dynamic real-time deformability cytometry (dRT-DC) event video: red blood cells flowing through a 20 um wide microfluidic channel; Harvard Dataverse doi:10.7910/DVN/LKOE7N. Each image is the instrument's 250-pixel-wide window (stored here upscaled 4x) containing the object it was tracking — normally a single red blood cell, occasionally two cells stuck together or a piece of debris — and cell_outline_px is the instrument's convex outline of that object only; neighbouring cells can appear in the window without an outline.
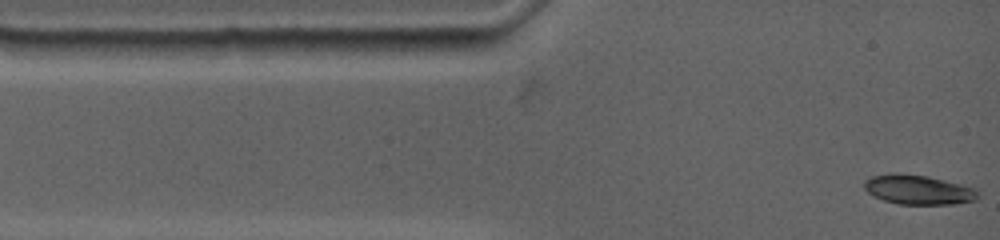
{"species": "common noctule bat (a hibernating species)", "species_latin": "Nyctalus noctula", "temperature_condition": "warm", "stored_images_in_passage": 65, "camera_frame_rate_fps": 4500, "um_per_image_px": 0.085, "animal": {"sex": "female", "body_mass_g": 19.0, "forearm_length_mm": 53.3}, "frame": {"image": 1, "passage_image": 1, "time_ms": 0.0, "image_size_px": [1000, 240], "cell_outline_px": [[980, 196], [976, 200], [956, 204], [900, 204], [884, 200], [872, 196], [864, 188], [864, 180], [872, 176], [892, 172], [896, 172], [928, 176], [976, 188]], "centroid_in_image_um": [78.05, 16.12], "position_along_channel_um": 7.0, "area_um2": 19.77}}
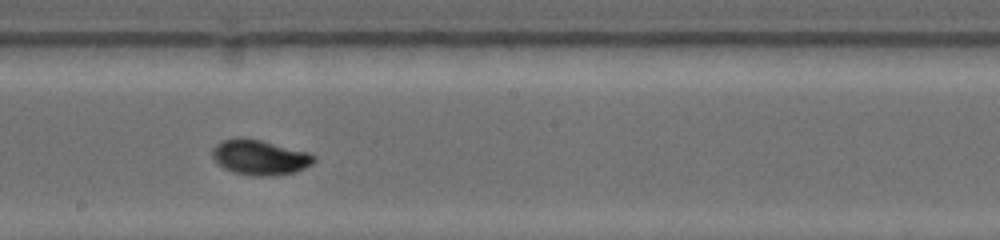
{"frame": {"image": 2, "passage_image": 38, "time_ms": 7.111, "image_size_px": [1000, 240], "cell_outline_px": [[316, 160], [312, 164], [296, 172], [272, 176], [252, 176], [232, 172], [216, 164], [212, 156], [212, 148], [216, 144], [224, 140], [240, 136], [244, 136], [308, 152], [316, 156]], "centroid_in_image_um": [22.06, 13.38], "position_along_channel_um": 226.1, "area_um2": 21.1}}
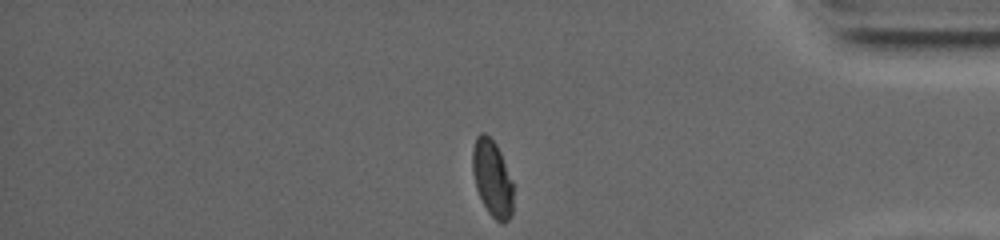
{"frame": {"image": 3, "passage_image": 65, "time_ms": 12.444, "image_size_px": [1000, 240], "cell_outline_px": [[512, 212], [508, 220], [504, 224], [500, 224], [488, 212], [476, 188], [472, 172], [472, 148], [476, 136], [480, 132], [484, 132], [496, 144], [500, 152], [512, 184]], "centroid_in_image_um": [41.81, 15.15], "position_along_channel_um": 393.4, "area_um2": 17.98}, "authors_computed_cell_mechanics": {"area_um2": 19.652, "velocity_mm_per_s": 3.6687, "shape_relaxation_time_tau1_ms": 4.6429, "shape_relaxation_time_tau2_ms": 2.3246, "deformation_change_tau1": 0.1792, "deformation_change_tau2": 0.0295}}